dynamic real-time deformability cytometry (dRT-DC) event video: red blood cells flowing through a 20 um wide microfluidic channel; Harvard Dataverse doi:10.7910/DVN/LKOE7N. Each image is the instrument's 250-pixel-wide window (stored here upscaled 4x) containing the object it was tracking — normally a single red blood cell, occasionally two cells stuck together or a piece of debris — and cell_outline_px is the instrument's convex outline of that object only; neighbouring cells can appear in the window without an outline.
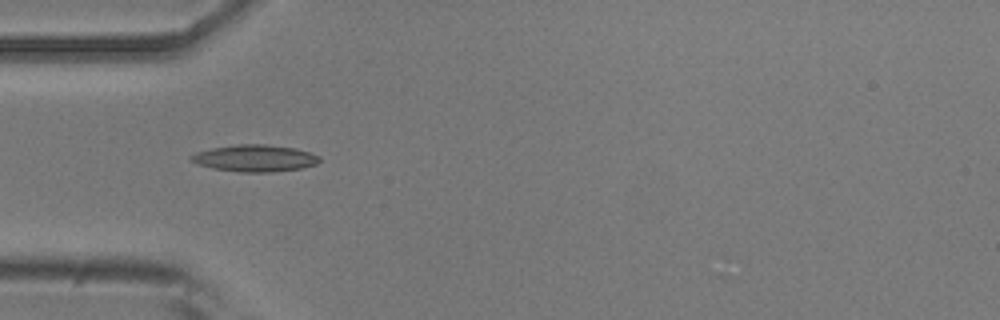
{"species": "common noctule bat (a hibernating species)", "species_latin": "Nyctalus noctula", "temperature_condition": "room temperature", "stored_images_in_passage": 8, "camera_frame_rate_fps": 3000, "um_per_image_px": 0.085, "animal": {"sex": "male", "body_mass_g": 20.5, "forearm_length_mm": 52.5}, "frame": {"image": 1, "passage_image": 1, "time_ms": 0.0, "image_size_px": [1000, 320], "cell_outline_px": [[320, 160], [316, 164], [300, 168], [268, 172], [240, 172], [212, 168], [196, 164], [188, 160], [188, 156], [196, 152], [212, 148], [240, 144], [264, 144], [296, 148], [320, 156]], "centroid_in_image_um": [21.61, 13.44], "position_along_channel_um": 63.4, "area_um2": 20.06}}
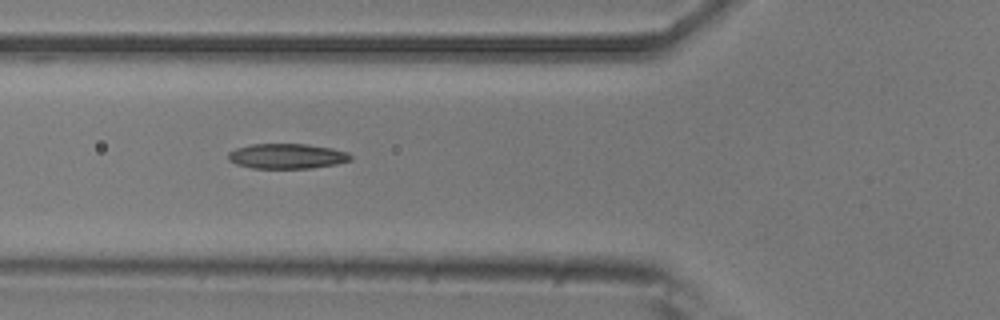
{"frame": {"image": 2, "passage_image": 4, "time_ms": 1.0, "image_size_px": [1000, 320], "cell_outline_px": [[352, 160], [336, 164], [312, 168], [252, 168], [236, 164], [228, 160], [228, 152], [236, 148], [252, 144], [308, 144], [332, 148], [348, 152], [352, 156]], "centroid_in_image_um": [24.4, 13.27], "position_along_channel_um": 101.4, "area_um2": 17.98}}
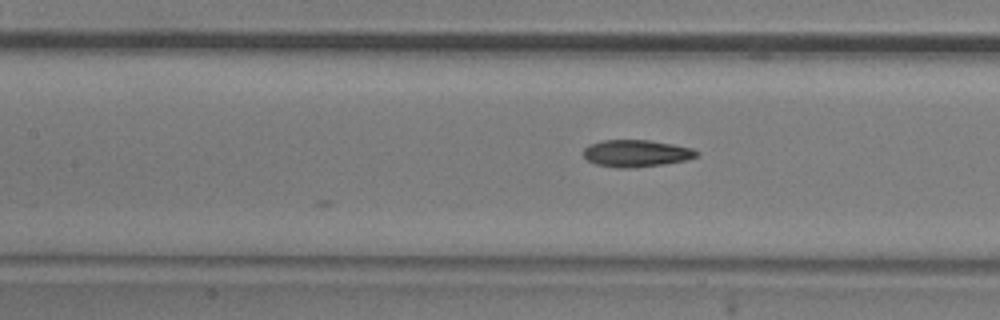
{"frame": {"image": 3, "passage_image": 8, "time_ms": 2.333, "image_size_px": [1000, 320], "cell_outline_px": [[700, 156], [684, 160], [664, 164], [636, 168], [616, 168], [596, 164], [588, 160], [584, 156], [584, 148], [588, 144], [604, 140], [648, 140], [672, 144], [692, 148], [700, 152]], "centroid_in_image_um": [54.09, 13.04], "position_along_channel_um": 153.3, "area_um2": 17.92}}